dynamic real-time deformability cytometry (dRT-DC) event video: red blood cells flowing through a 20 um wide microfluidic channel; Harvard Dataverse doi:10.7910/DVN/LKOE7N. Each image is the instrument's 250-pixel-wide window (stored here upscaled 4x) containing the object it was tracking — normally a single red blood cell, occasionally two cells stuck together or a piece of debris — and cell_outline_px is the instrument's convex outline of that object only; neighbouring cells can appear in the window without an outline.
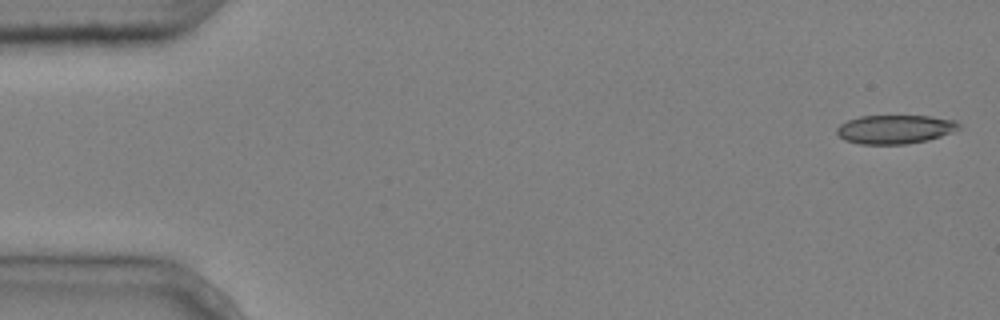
{"species": "common noctule bat (a hibernating species)", "species_latin": "Nyctalus noctula", "temperature_condition": "cold", "stored_images_in_passage": 7, "camera_frame_rate_fps": 3000, "um_per_image_px": 0.085, "animal": {"sex": "male", "body_mass_g": 20.4}, "frame": {"image": 1, "passage_image": 1, "time_ms": 0.0, "image_size_px": [1000, 320], "cell_outline_px": [[960, 128], [940, 136], [928, 140], [904, 144], [860, 144], [844, 140], [836, 132], [836, 128], [840, 124], [848, 120], [860, 116], [928, 116], [956, 120], [960, 124]], "centroid_in_image_um": [76.05, 10.99], "position_along_channel_um": 8.9, "area_um2": 20.4}}
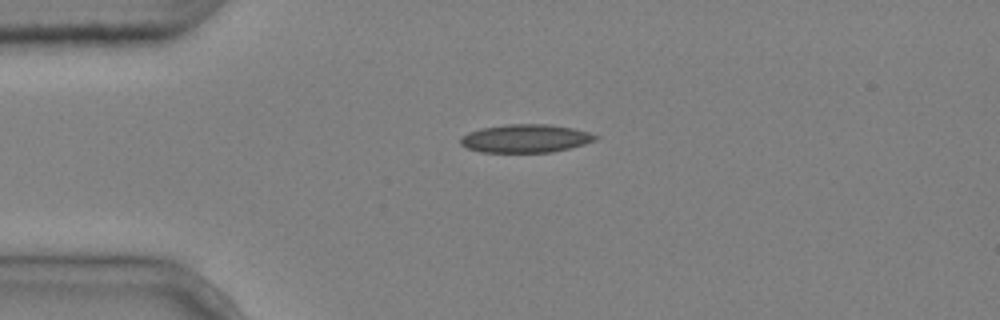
{"frame": {"image": 2, "passage_image": 4, "time_ms": 1.0, "image_size_px": [1000, 320], "cell_outline_px": [[600, 136], [596, 140], [584, 144], [552, 152], [480, 152], [468, 148], [460, 144], [460, 136], [468, 132], [480, 128], [504, 124], [548, 124], [572, 128], [588, 132]], "centroid_in_image_um": [44.64, 11.76], "position_along_channel_um": 40.4, "area_um2": 22.25}}